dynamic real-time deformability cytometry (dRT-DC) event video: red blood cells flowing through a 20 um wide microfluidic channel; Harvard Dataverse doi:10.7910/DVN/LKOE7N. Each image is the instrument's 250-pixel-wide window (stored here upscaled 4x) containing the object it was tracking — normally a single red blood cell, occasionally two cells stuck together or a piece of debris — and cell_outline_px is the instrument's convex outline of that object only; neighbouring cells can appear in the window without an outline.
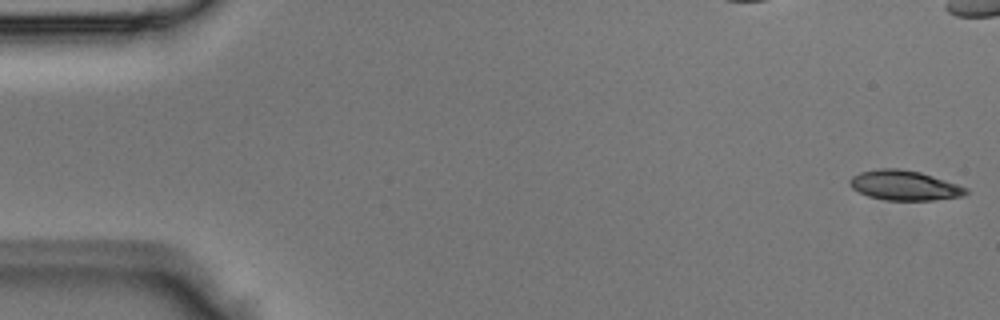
{"species": "Egyptian fruit bat (a non-hibernating species)", "species_latin": "Rousettus aegyptiacus", "temperature_condition": "room temperature", "stored_images_in_passage": 5, "camera_frame_rate_fps": 3000, "um_per_image_px": 0.085, "animal": {"sex": "male"}, "frame": {"image": 1, "passage_image": 1, "time_ms": 0.0, "image_size_px": [1000, 320], "cell_outline_px": [[968, 192], [964, 196], [932, 200], [884, 200], [868, 196], [852, 188], [848, 184], [848, 180], [852, 176], [860, 172], [880, 168], [896, 168], [920, 172], [968, 188]], "centroid_in_image_um": [76.84, 15.76], "position_along_channel_um": 8.2, "area_um2": 20.11}}